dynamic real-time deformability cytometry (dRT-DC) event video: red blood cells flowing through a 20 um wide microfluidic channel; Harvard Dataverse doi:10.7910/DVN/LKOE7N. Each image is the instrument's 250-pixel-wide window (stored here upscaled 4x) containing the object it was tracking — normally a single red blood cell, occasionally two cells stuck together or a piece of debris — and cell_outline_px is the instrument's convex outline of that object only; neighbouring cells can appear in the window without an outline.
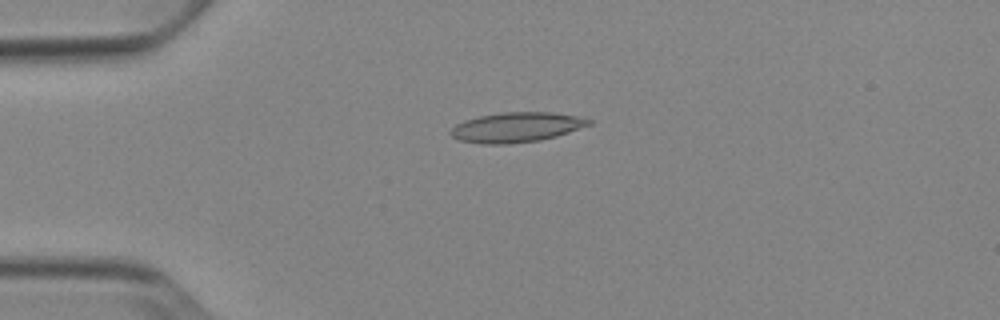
{"species": "Egyptian fruit bat (a non-hibernating species)", "species_latin": "Rousettus aegyptiacus", "temperature_condition": "cold", "stored_images_in_passage": 52, "camera_frame_rate_fps": 3000, "um_per_image_px": 0.085, "animal": {"sex": "female"}, "frame": {"image": 1, "passage_image": 13, "time_ms": 4.0, "image_size_px": [1000, 320], "cell_outline_px": [[592, 124], [556, 136], [540, 140], [508, 144], [480, 144], [460, 140], [452, 136], [448, 132], [456, 124], [464, 120], [480, 116], [504, 112], [552, 112], [576, 116], [592, 120]], "centroid_in_image_um": [43.88, 10.82], "position_along_channel_um": 41.1, "area_um2": 23.99}}
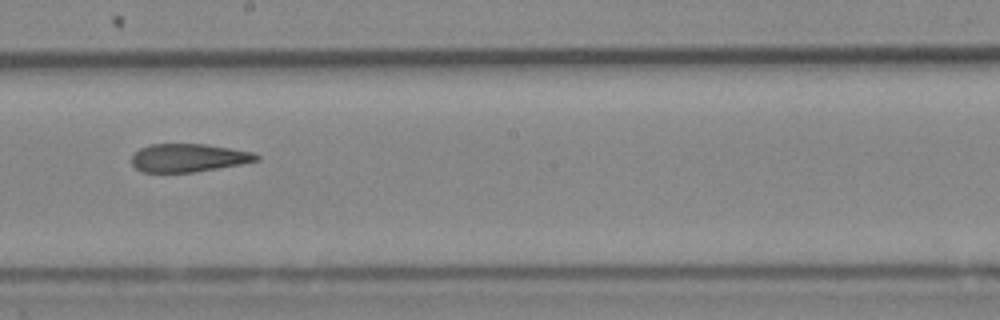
{"frame": {"image": 2, "passage_image": 30, "time_ms": 9.667, "image_size_px": [1000, 320], "cell_outline_px": [[260, 160], [240, 164], [196, 172], [140, 172], [132, 164], [132, 156], [140, 148], [148, 144], [204, 144], [252, 152], [260, 156]], "centroid_in_image_um": [16.0, 13.42], "position_along_channel_um": 232.2, "area_um2": 20.4}}
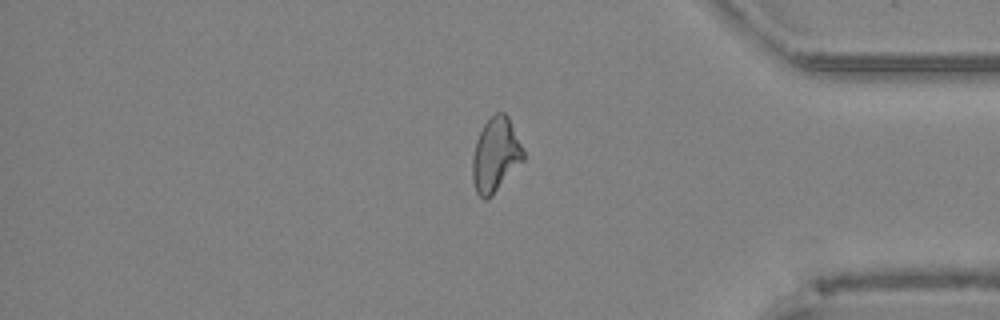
{"frame": {"image": 3, "passage_image": 44, "time_ms": 14.333, "image_size_px": [1000, 320], "cell_outline_px": [[524, 160], [492, 196], [488, 200], [484, 200], [476, 192], [472, 180], [472, 156], [476, 140], [484, 124], [496, 112], [504, 112], [508, 116], [524, 148]], "centroid_in_image_um": [42.12, 13.18], "position_along_channel_um": 393.1, "area_um2": 22.2}, "authors_computed_cell_mechanics": {"area_um2": 22.3975, "velocity_mm_per_s": 3.9071, "shape_relaxation_time_tau1_ms": null, "shape_relaxation_time_tau2_ms": 2.8395, "deformation_change_tau1": null, "deformation_change_tau2": 0.1054}}